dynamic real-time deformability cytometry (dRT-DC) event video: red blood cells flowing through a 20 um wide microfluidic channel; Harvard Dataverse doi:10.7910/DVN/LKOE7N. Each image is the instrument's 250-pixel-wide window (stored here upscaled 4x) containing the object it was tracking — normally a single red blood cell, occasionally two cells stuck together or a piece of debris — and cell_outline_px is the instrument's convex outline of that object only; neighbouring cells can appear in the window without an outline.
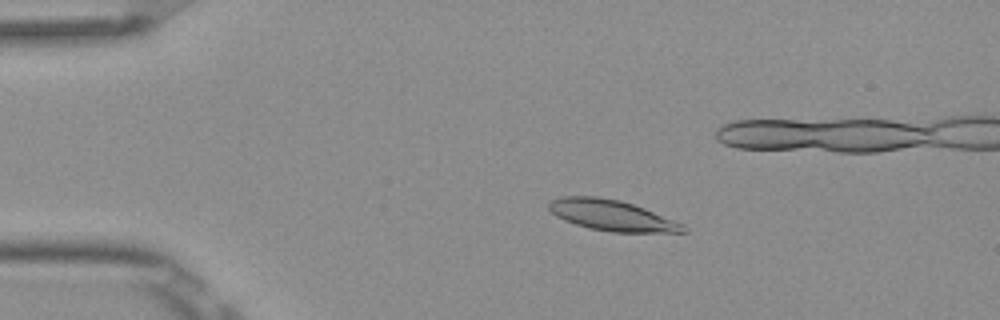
{"species": "Egyptian fruit bat (a non-hibernating species)", "species_latin": "Rousettus aegyptiacus", "temperature_condition": "room temperature", "stored_images_in_passage": 5, "camera_frame_rate_fps": 3000, "um_per_image_px": 0.085, "frame": {"image": 1, "passage_image": 1, "time_ms": 0.0, "image_size_px": [1000, 320], "cell_outline_px": [[688, 232], [612, 232], [588, 228], [564, 220], [556, 216], [548, 208], [548, 200], [560, 196], [596, 196], [620, 200], [644, 208], [684, 224]], "centroid_in_image_um": [51.96, 18.3], "position_along_channel_um": 33.0, "area_um2": 24.1}}
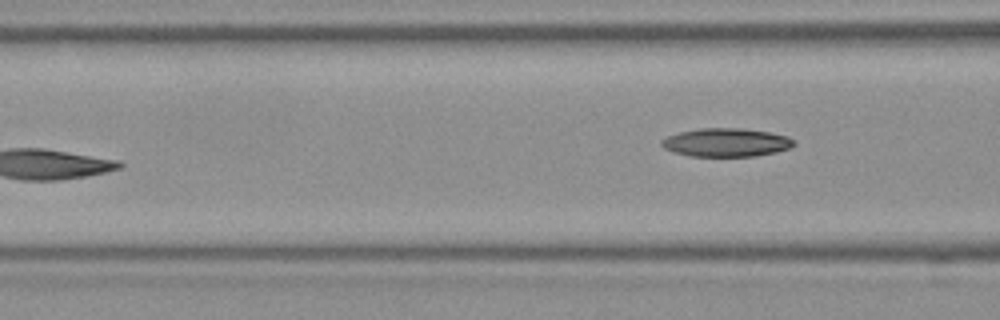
{"frame": {"image": 2, "passage_image": 5, "time_ms": 1.333, "image_size_px": [1000, 320], "cell_outline_px": [[796, 144], [792, 148], [776, 152], [756, 156], [688, 156], [672, 152], [664, 148], [660, 144], [660, 140], [668, 136], [680, 132], [700, 128], [744, 128], [768, 132], [788, 136], [796, 140]], "centroid_in_image_um": [61.75, 12.11], "position_along_channel_um": 104.8, "area_um2": 22.2}}